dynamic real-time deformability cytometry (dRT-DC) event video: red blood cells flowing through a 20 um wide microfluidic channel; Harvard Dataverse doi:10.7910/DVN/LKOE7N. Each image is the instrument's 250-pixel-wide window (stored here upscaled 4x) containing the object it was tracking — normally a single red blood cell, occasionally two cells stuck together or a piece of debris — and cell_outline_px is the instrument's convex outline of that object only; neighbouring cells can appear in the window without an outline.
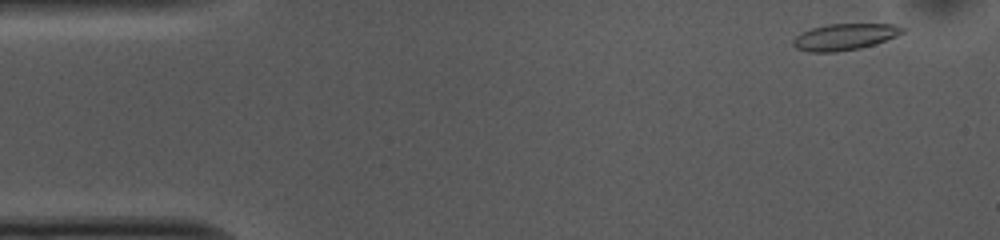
{"species": "common noctule bat (a hibernating species)", "species_latin": "Nyctalus noctula", "temperature_condition": "cold", "stored_images_in_passage": 50, "camera_frame_rate_fps": 3000, "um_per_image_px": 0.085, "animal": {"sex": "female", "body_mass_g": 10.0, "forearm_length_mm": 53.1}, "frame": {"image": 1, "passage_image": 1, "time_ms": 0.0, "image_size_px": [1000, 240], "cell_outline_px": [[908, 28], [904, 32], [896, 36], [860, 48], [836, 52], [808, 52], [796, 48], [792, 44], [792, 40], [796, 36], [812, 28], [828, 24], [896, 24]], "centroid_in_image_um": [71.81, 3.13], "position_along_channel_um": 13.2, "area_um2": 16.76}}
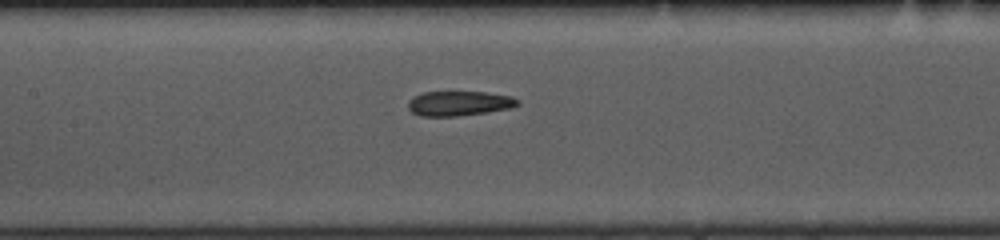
{"frame": {"image": 2, "passage_image": 21, "time_ms": 6.667, "image_size_px": [1000, 240], "cell_outline_px": [[520, 104], [512, 108], [456, 116], [420, 116], [412, 112], [408, 108], [408, 100], [412, 96], [424, 92], [484, 92], [512, 96], [520, 100]], "centroid_in_image_um": [39.02, 8.78], "position_along_channel_um": 168.4, "area_um2": 15.84}}
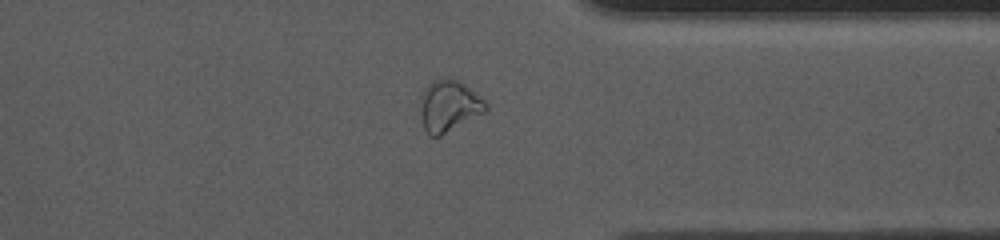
{"frame": {"image": 3, "passage_image": 38, "time_ms": 12.333, "image_size_px": [1000, 240], "cell_outline_px": [[488, 112], [440, 136], [428, 136], [424, 128], [420, 116], [420, 96], [424, 88], [432, 80], [440, 76], [444, 76], [460, 80], [484, 100], [488, 104]], "centroid_in_image_um": [38.16, 8.98], "position_along_channel_um": 373.2, "area_um2": 20.35}, "authors_computed_cell_mechanics": {"area_um2": 16.7909, "velocity_mm_per_s": 3.7266, "shape_relaxation_time_tau1_ms": null, "shape_relaxation_time_tau2_ms": 2.8922, "deformation_change_tau1": null, "deformation_change_tau2": 0.0994}}